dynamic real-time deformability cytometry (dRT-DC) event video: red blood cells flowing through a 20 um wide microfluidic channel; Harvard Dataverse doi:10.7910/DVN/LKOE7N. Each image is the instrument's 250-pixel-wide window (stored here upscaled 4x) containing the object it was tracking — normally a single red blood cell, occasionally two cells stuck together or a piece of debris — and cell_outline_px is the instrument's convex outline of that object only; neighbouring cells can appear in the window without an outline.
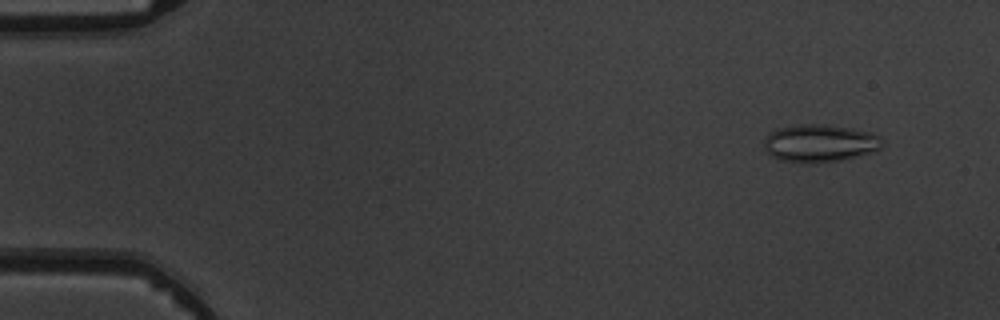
{"species": "common noctule bat (a hibernating species)", "species_latin": "Nyctalus noctula", "temperature_condition": "warm", "stored_images_in_passage": 5, "camera_frame_rate_fps": 3000, "um_per_image_px": 0.085, "animal": {"sex": "male", "body_mass_g": 19.5, "forearm_length_mm": 54.6}, "frame": {"image": 1, "passage_image": 2, "time_ms": 1.0, "image_size_px": [1000, 320], "cell_outline_px": [[884, 144], [880, 148], [872, 152], [840, 160], [816, 164], [800, 164], [780, 160], [772, 156], [764, 148], [764, 140], [776, 128], [800, 124], [828, 124], [852, 128], [872, 132], [880, 136]], "centroid_in_image_um": [69.69, 12.18], "position_along_channel_um": 15.3, "area_um2": 26.36}}
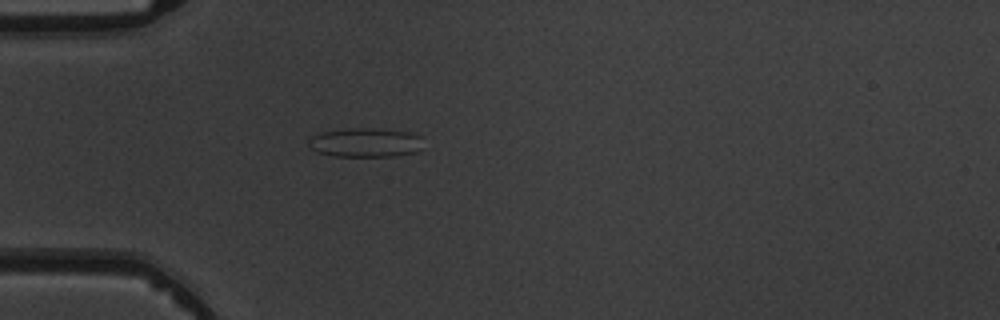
{"frame": {"image": 2, "passage_image": 5, "time_ms": 4.667, "image_size_px": [1000, 320], "cell_outline_px": [[420, 148], [416, 152], [392, 156], [332, 156], [316, 152], [308, 148], [308, 140], [312, 136], [320, 132], [348, 128], [372, 128], [408, 132], [420, 136]], "centroid_in_image_um": [30.97, 12.12], "position_along_channel_um": 54.0, "area_um2": 19.48}}